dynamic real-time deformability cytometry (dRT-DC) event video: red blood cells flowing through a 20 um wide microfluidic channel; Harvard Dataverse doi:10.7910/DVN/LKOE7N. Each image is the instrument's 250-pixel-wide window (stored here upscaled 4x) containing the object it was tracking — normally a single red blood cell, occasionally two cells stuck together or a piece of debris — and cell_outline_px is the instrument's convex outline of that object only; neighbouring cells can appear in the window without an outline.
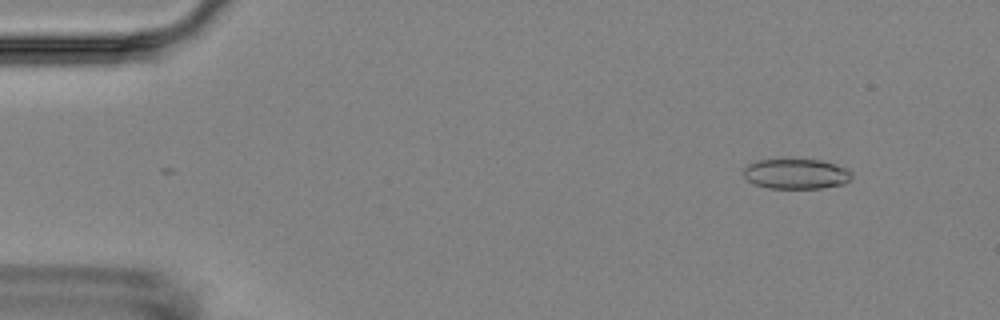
{"species": "Egyptian fruit bat (a non-hibernating species)", "species_latin": "Rousettus aegyptiacus", "temperature_condition": "room temperature", "stored_images_in_passage": 5, "camera_frame_rate_fps": 3000, "um_per_image_px": 0.085, "animal": {"sex": "female"}, "frame": {"image": 1, "passage_image": 1, "time_ms": 0.0, "image_size_px": [1000, 320], "cell_outline_px": [[852, 176], [844, 184], [820, 188], [768, 188], [752, 184], [740, 172], [748, 164], [760, 160], [820, 160], [836, 164], [852, 172]], "centroid_in_image_um": [67.63, 14.79], "position_along_channel_um": 17.4, "area_um2": 18.96}}